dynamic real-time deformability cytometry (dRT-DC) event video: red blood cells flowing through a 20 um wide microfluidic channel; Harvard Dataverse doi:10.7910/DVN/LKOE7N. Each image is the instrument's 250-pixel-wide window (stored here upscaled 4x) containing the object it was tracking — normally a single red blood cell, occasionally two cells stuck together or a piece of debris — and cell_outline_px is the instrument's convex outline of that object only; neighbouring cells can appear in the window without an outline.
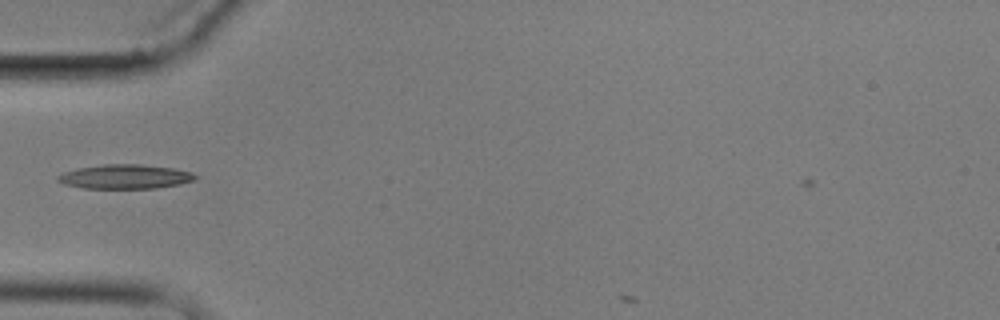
{"species": "common noctule bat (a hibernating species)", "species_latin": "Nyctalus noctula", "temperature_condition": "cold", "stored_images_in_passage": 2, "camera_frame_rate_fps": 3000, "um_per_image_px": 0.085, "animal": {"sex": "male", "body_mass_g": 17.9}, "frame": {"image": 1, "passage_image": 1, "time_ms": 0.0, "image_size_px": [1000, 320], "cell_outline_px": [[196, 180], [180, 184], [156, 188], [80, 188], [64, 184], [56, 180], [56, 176], [64, 172], [76, 168], [104, 164], [140, 164], [172, 168], [192, 172], [196, 176]], "centroid_in_image_um": [10.6, 15.01], "position_along_channel_um": 74.4, "area_um2": 19.54}}